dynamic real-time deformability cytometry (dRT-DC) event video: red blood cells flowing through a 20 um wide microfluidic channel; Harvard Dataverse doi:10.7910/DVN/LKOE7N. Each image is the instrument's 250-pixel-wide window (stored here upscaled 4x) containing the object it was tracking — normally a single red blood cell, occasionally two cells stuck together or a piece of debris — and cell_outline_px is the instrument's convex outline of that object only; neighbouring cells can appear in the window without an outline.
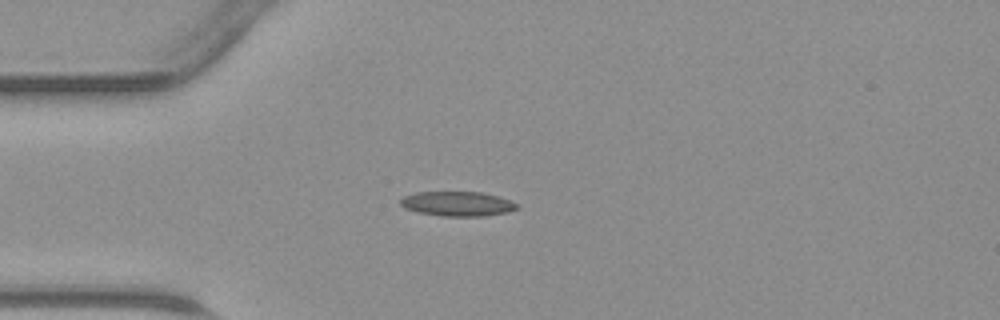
{"species": "common noctule bat (a hibernating species)", "species_latin": "Nyctalus noctula", "temperature_condition": "warm", "stored_images_in_passage": 35, "camera_frame_rate_fps": 3000, "um_per_image_px": 0.085, "animal": {"sex": "male", "body_mass_g": 23.1, "forearm_length_mm": 52.7}, "frame": {"image": 1, "passage_image": 1, "time_ms": 0.0, "image_size_px": [1000, 320], "cell_outline_px": [[520, 208], [508, 212], [484, 216], [440, 216], [420, 212], [404, 208], [400, 204], [400, 200], [404, 196], [416, 192], [480, 192], [496, 196], [508, 200], [516, 204]], "centroid_in_image_um": [38.87, 17.32], "position_along_channel_um": 46.1, "area_um2": 16.59}}
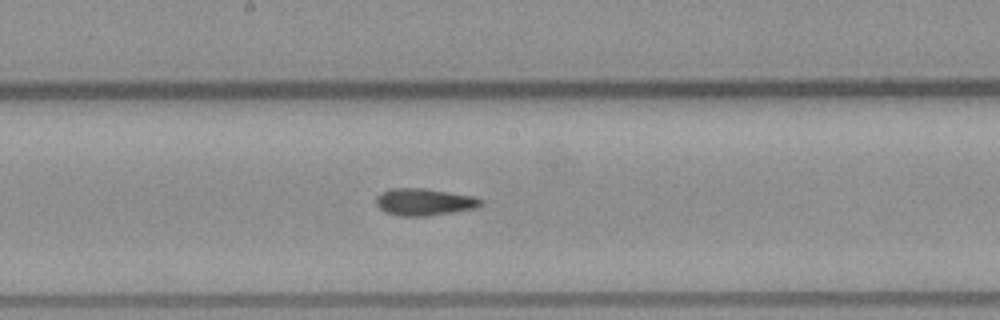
{"frame": {"image": 2, "passage_image": 13, "time_ms": 4.0, "image_size_px": [1000, 320], "cell_outline_px": [[484, 204], [476, 208], [428, 216], [400, 216], [388, 212], [380, 208], [376, 204], [376, 196], [380, 192], [392, 188], [424, 188], [472, 196], [484, 200]], "centroid_in_image_um": [36.07, 17.16], "position_along_channel_um": 212.1, "area_um2": 16.47}}
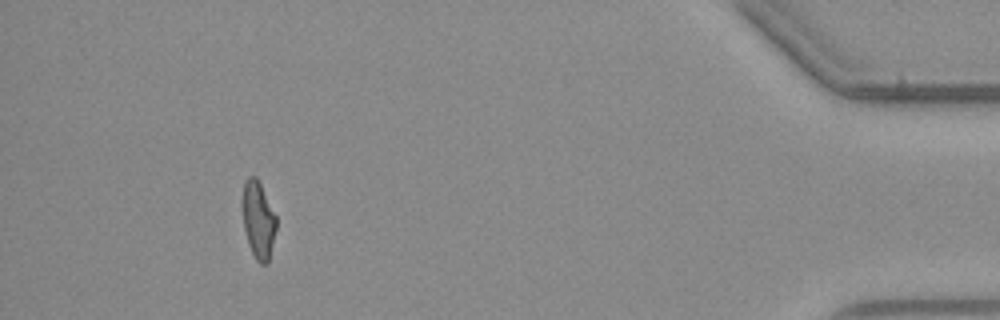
{"frame": {"image": 3, "passage_image": 31, "time_ms": 10.0, "image_size_px": [1000, 320], "cell_outline_px": [[276, 228], [268, 264], [260, 264], [256, 260], [248, 244], [244, 228], [240, 204], [240, 200], [244, 180], [248, 176], [256, 176], [276, 216]], "centroid_in_image_um": [21.91, 18.66], "position_along_channel_um": 413.3, "area_um2": 15.55}}